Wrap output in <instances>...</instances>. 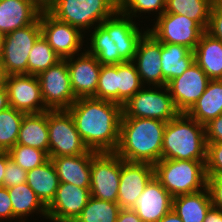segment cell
Here are the masks:
<instances>
[{
  "instance_id": "6da1fadb",
  "label": "cell",
  "mask_w": 222,
  "mask_h": 222,
  "mask_svg": "<svg viewBox=\"0 0 222 222\" xmlns=\"http://www.w3.org/2000/svg\"><path fill=\"white\" fill-rule=\"evenodd\" d=\"M86 147L115 152L119 143L122 105L109 100L80 97L67 109Z\"/></svg>"
},
{
  "instance_id": "7a4b0ae2",
  "label": "cell",
  "mask_w": 222,
  "mask_h": 222,
  "mask_svg": "<svg viewBox=\"0 0 222 222\" xmlns=\"http://www.w3.org/2000/svg\"><path fill=\"white\" fill-rule=\"evenodd\" d=\"M143 34L131 17L118 10L112 17L95 26L90 38V50L87 51L95 56L101 65L133 61Z\"/></svg>"
},
{
  "instance_id": "3957f363",
  "label": "cell",
  "mask_w": 222,
  "mask_h": 222,
  "mask_svg": "<svg viewBox=\"0 0 222 222\" xmlns=\"http://www.w3.org/2000/svg\"><path fill=\"white\" fill-rule=\"evenodd\" d=\"M165 125L158 119L121 117L115 153L125 161L154 165L162 157Z\"/></svg>"
},
{
  "instance_id": "277c9868",
  "label": "cell",
  "mask_w": 222,
  "mask_h": 222,
  "mask_svg": "<svg viewBox=\"0 0 222 222\" xmlns=\"http://www.w3.org/2000/svg\"><path fill=\"white\" fill-rule=\"evenodd\" d=\"M205 126L187 113L166 122L161 159L195 160L206 163Z\"/></svg>"
},
{
  "instance_id": "5b68a950",
  "label": "cell",
  "mask_w": 222,
  "mask_h": 222,
  "mask_svg": "<svg viewBox=\"0 0 222 222\" xmlns=\"http://www.w3.org/2000/svg\"><path fill=\"white\" fill-rule=\"evenodd\" d=\"M154 177L173 198L202 191L207 186L202 161L161 159L154 164Z\"/></svg>"
},
{
  "instance_id": "8992f818",
  "label": "cell",
  "mask_w": 222,
  "mask_h": 222,
  "mask_svg": "<svg viewBox=\"0 0 222 222\" xmlns=\"http://www.w3.org/2000/svg\"><path fill=\"white\" fill-rule=\"evenodd\" d=\"M119 10V0H56L49 13L57 20L79 28L100 25Z\"/></svg>"
},
{
  "instance_id": "52a82bcc",
  "label": "cell",
  "mask_w": 222,
  "mask_h": 222,
  "mask_svg": "<svg viewBox=\"0 0 222 222\" xmlns=\"http://www.w3.org/2000/svg\"><path fill=\"white\" fill-rule=\"evenodd\" d=\"M40 36L41 24L39 17L34 23L1 37L0 59L8 75L28 74L29 52Z\"/></svg>"
},
{
  "instance_id": "ba28073f",
  "label": "cell",
  "mask_w": 222,
  "mask_h": 222,
  "mask_svg": "<svg viewBox=\"0 0 222 222\" xmlns=\"http://www.w3.org/2000/svg\"><path fill=\"white\" fill-rule=\"evenodd\" d=\"M49 158L86 154L89 149L68 110H48Z\"/></svg>"
},
{
  "instance_id": "9c48e42d",
  "label": "cell",
  "mask_w": 222,
  "mask_h": 222,
  "mask_svg": "<svg viewBox=\"0 0 222 222\" xmlns=\"http://www.w3.org/2000/svg\"><path fill=\"white\" fill-rule=\"evenodd\" d=\"M164 91L141 89L122 105V117L152 118L168 122L180 112L175 107L167 86Z\"/></svg>"
},
{
  "instance_id": "30bf717a",
  "label": "cell",
  "mask_w": 222,
  "mask_h": 222,
  "mask_svg": "<svg viewBox=\"0 0 222 222\" xmlns=\"http://www.w3.org/2000/svg\"><path fill=\"white\" fill-rule=\"evenodd\" d=\"M121 174V157L115 152L92 151L90 194L117 203Z\"/></svg>"
},
{
  "instance_id": "8fae6325",
  "label": "cell",
  "mask_w": 222,
  "mask_h": 222,
  "mask_svg": "<svg viewBox=\"0 0 222 222\" xmlns=\"http://www.w3.org/2000/svg\"><path fill=\"white\" fill-rule=\"evenodd\" d=\"M37 78L43 102L48 110H67L77 100L65 59L42 71Z\"/></svg>"
},
{
  "instance_id": "7c38bea8",
  "label": "cell",
  "mask_w": 222,
  "mask_h": 222,
  "mask_svg": "<svg viewBox=\"0 0 222 222\" xmlns=\"http://www.w3.org/2000/svg\"><path fill=\"white\" fill-rule=\"evenodd\" d=\"M147 31L161 43L182 45L193 51L205 30L185 15L163 13Z\"/></svg>"
},
{
  "instance_id": "4fadbf2b",
  "label": "cell",
  "mask_w": 222,
  "mask_h": 222,
  "mask_svg": "<svg viewBox=\"0 0 222 222\" xmlns=\"http://www.w3.org/2000/svg\"><path fill=\"white\" fill-rule=\"evenodd\" d=\"M41 35L62 58L76 56L82 49L83 34L79 28L61 22L49 12H41Z\"/></svg>"
},
{
  "instance_id": "5bb4252c",
  "label": "cell",
  "mask_w": 222,
  "mask_h": 222,
  "mask_svg": "<svg viewBox=\"0 0 222 222\" xmlns=\"http://www.w3.org/2000/svg\"><path fill=\"white\" fill-rule=\"evenodd\" d=\"M5 87L10 107L25 114L48 111L43 102L40 83L36 75H8Z\"/></svg>"
},
{
  "instance_id": "9a60e30c",
  "label": "cell",
  "mask_w": 222,
  "mask_h": 222,
  "mask_svg": "<svg viewBox=\"0 0 222 222\" xmlns=\"http://www.w3.org/2000/svg\"><path fill=\"white\" fill-rule=\"evenodd\" d=\"M210 79L194 62L181 76L172 79L167 87L175 107L180 113H187L205 92Z\"/></svg>"
},
{
  "instance_id": "2e32d148",
  "label": "cell",
  "mask_w": 222,
  "mask_h": 222,
  "mask_svg": "<svg viewBox=\"0 0 222 222\" xmlns=\"http://www.w3.org/2000/svg\"><path fill=\"white\" fill-rule=\"evenodd\" d=\"M154 177V165L129 162L121 158V174L117 203L121 209H131Z\"/></svg>"
},
{
  "instance_id": "e0dca14e",
  "label": "cell",
  "mask_w": 222,
  "mask_h": 222,
  "mask_svg": "<svg viewBox=\"0 0 222 222\" xmlns=\"http://www.w3.org/2000/svg\"><path fill=\"white\" fill-rule=\"evenodd\" d=\"M90 197V188L60 182L52 202L47 206L46 219L53 222H73Z\"/></svg>"
},
{
  "instance_id": "ac0fdd59",
  "label": "cell",
  "mask_w": 222,
  "mask_h": 222,
  "mask_svg": "<svg viewBox=\"0 0 222 222\" xmlns=\"http://www.w3.org/2000/svg\"><path fill=\"white\" fill-rule=\"evenodd\" d=\"M161 42L150 32L144 31L140 38L133 61L143 85L153 84L163 90V74L161 71ZM136 62V63H135Z\"/></svg>"
},
{
  "instance_id": "d6986e66",
  "label": "cell",
  "mask_w": 222,
  "mask_h": 222,
  "mask_svg": "<svg viewBox=\"0 0 222 222\" xmlns=\"http://www.w3.org/2000/svg\"><path fill=\"white\" fill-rule=\"evenodd\" d=\"M77 55L80 56L77 59H74V56L65 58L69 69L72 90L77 98L93 97L98 87L102 65L95 56L86 50L85 53Z\"/></svg>"
},
{
  "instance_id": "ffe728a7",
  "label": "cell",
  "mask_w": 222,
  "mask_h": 222,
  "mask_svg": "<svg viewBox=\"0 0 222 222\" xmlns=\"http://www.w3.org/2000/svg\"><path fill=\"white\" fill-rule=\"evenodd\" d=\"M172 195L153 177L133 209L143 222H158L172 209Z\"/></svg>"
},
{
  "instance_id": "44dd1931",
  "label": "cell",
  "mask_w": 222,
  "mask_h": 222,
  "mask_svg": "<svg viewBox=\"0 0 222 222\" xmlns=\"http://www.w3.org/2000/svg\"><path fill=\"white\" fill-rule=\"evenodd\" d=\"M52 160L60 182L90 188L92 151L86 154L59 156Z\"/></svg>"
},
{
  "instance_id": "7402d4cb",
  "label": "cell",
  "mask_w": 222,
  "mask_h": 222,
  "mask_svg": "<svg viewBox=\"0 0 222 222\" xmlns=\"http://www.w3.org/2000/svg\"><path fill=\"white\" fill-rule=\"evenodd\" d=\"M40 13L28 0H0V36L34 23Z\"/></svg>"
},
{
  "instance_id": "603a6c76",
  "label": "cell",
  "mask_w": 222,
  "mask_h": 222,
  "mask_svg": "<svg viewBox=\"0 0 222 222\" xmlns=\"http://www.w3.org/2000/svg\"><path fill=\"white\" fill-rule=\"evenodd\" d=\"M196 64L210 80H222V42L206 30L193 50Z\"/></svg>"
},
{
  "instance_id": "cb8c5ba5",
  "label": "cell",
  "mask_w": 222,
  "mask_h": 222,
  "mask_svg": "<svg viewBox=\"0 0 222 222\" xmlns=\"http://www.w3.org/2000/svg\"><path fill=\"white\" fill-rule=\"evenodd\" d=\"M48 111L25 114L20 126L17 144L34 147L49 153Z\"/></svg>"
},
{
  "instance_id": "d4e9b609",
  "label": "cell",
  "mask_w": 222,
  "mask_h": 222,
  "mask_svg": "<svg viewBox=\"0 0 222 222\" xmlns=\"http://www.w3.org/2000/svg\"><path fill=\"white\" fill-rule=\"evenodd\" d=\"M161 71L163 86L174 78L181 76L194 62V51L189 48L170 43H161Z\"/></svg>"
},
{
  "instance_id": "484cf974",
  "label": "cell",
  "mask_w": 222,
  "mask_h": 222,
  "mask_svg": "<svg viewBox=\"0 0 222 222\" xmlns=\"http://www.w3.org/2000/svg\"><path fill=\"white\" fill-rule=\"evenodd\" d=\"M212 207L208 188L202 191L176 196L172 200V210L182 222H203Z\"/></svg>"
},
{
  "instance_id": "4316f807",
  "label": "cell",
  "mask_w": 222,
  "mask_h": 222,
  "mask_svg": "<svg viewBox=\"0 0 222 222\" xmlns=\"http://www.w3.org/2000/svg\"><path fill=\"white\" fill-rule=\"evenodd\" d=\"M187 114L201 125L222 114V80H210L205 92Z\"/></svg>"
},
{
  "instance_id": "83f0119b",
  "label": "cell",
  "mask_w": 222,
  "mask_h": 222,
  "mask_svg": "<svg viewBox=\"0 0 222 222\" xmlns=\"http://www.w3.org/2000/svg\"><path fill=\"white\" fill-rule=\"evenodd\" d=\"M26 183L47 207L53 200L60 184L59 177L52 160L27 172Z\"/></svg>"
},
{
  "instance_id": "f1b7e54d",
  "label": "cell",
  "mask_w": 222,
  "mask_h": 222,
  "mask_svg": "<svg viewBox=\"0 0 222 222\" xmlns=\"http://www.w3.org/2000/svg\"><path fill=\"white\" fill-rule=\"evenodd\" d=\"M12 202L14 219H23L32 212H40L47 217V207L41 202L27 183L7 188Z\"/></svg>"
},
{
  "instance_id": "f546056e",
  "label": "cell",
  "mask_w": 222,
  "mask_h": 222,
  "mask_svg": "<svg viewBox=\"0 0 222 222\" xmlns=\"http://www.w3.org/2000/svg\"><path fill=\"white\" fill-rule=\"evenodd\" d=\"M213 0H166L164 13L185 15L207 30Z\"/></svg>"
},
{
  "instance_id": "4dcf8cb0",
  "label": "cell",
  "mask_w": 222,
  "mask_h": 222,
  "mask_svg": "<svg viewBox=\"0 0 222 222\" xmlns=\"http://www.w3.org/2000/svg\"><path fill=\"white\" fill-rule=\"evenodd\" d=\"M116 88L117 103L121 105L144 88L134 62L126 61L116 65Z\"/></svg>"
},
{
  "instance_id": "1f68e13d",
  "label": "cell",
  "mask_w": 222,
  "mask_h": 222,
  "mask_svg": "<svg viewBox=\"0 0 222 222\" xmlns=\"http://www.w3.org/2000/svg\"><path fill=\"white\" fill-rule=\"evenodd\" d=\"M120 210L118 203L91 196L73 222H116Z\"/></svg>"
},
{
  "instance_id": "d6a6232c",
  "label": "cell",
  "mask_w": 222,
  "mask_h": 222,
  "mask_svg": "<svg viewBox=\"0 0 222 222\" xmlns=\"http://www.w3.org/2000/svg\"><path fill=\"white\" fill-rule=\"evenodd\" d=\"M62 58L52 49L41 35L34 43L28 57V74L38 75L56 65Z\"/></svg>"
},
{
  "instance_id": "836d02e7",
  "label": "cell",
  "mask_w": 222,
  "mask_h": 222,
  "mask_svg": "<svg viewBox=\"0 0 222 222\" xmlns=\"http://www.w3.org/2000/svg\"><path fill=\"white\" fill-rule=\"evenodd\" d=\"M24 115L25 113L10 106L0 111V150L9 151L17 144Z\"/></svg>"
},
{
  "instance_id": "e575fe53",
  "label": "cell",
  "mask_w": 222,
  "mask_h": 222,
  "mask_svg": "<svg viewBox=\"0 0 222 222\" xmlns=\"http://www.w3.org/2000/svg\"><path fill=\"white\" fill-rule=\"evenodd\" d=\"M8 152L11 160L27 172L49 160L45 151L20 144H16Z\"/></svg>"
},
{
  "instance_id": "d590c367",
  "label": "cell",
  "mask_w": 222,
  "mask_h": 222,
  "mask_svg": "<svg viewBox=\"0 0 222 222\" xmlns=\"http://www.w3.org/2000/svg\"><path fill=\"white\" fill-rule=\"evenodd\" d=\"M93 98L117 103L116 65H102L98 87Z\"/></svg>"
},
{
  "instance_id": "8d00e7d4",
  "label": "cell",
  "mask_w": 222,
  "mask_h": 222,
  "mask_svg": "<svg viewBox=\"0 0 222 222\" xmlns=\"http://www.w3.org/2000/svg\"><path fill=\"white\" fill-rule=\"evenodd\" d=\"M166 0H119V10L125 16H136L137 12H158L161 16L165 12ZM132 13V14H131Z\"/></svg>"
},
{
  "instance_id": "74e56055",
  "label": "cell",
  "mask_w": 222,
  "mask_h": 222,
  "mask_svg": "<svg viewBox=\"0 0 222 222\" xmlns=\"http://www.w3.org/2000/svg\"><path fill=\"white\" fill-rule=\"evenodd\" d=\"M206 177L222 176V142H207Z\"/></svg>"
},
{
  "instance_id": "f35d334b",
  "label": "cell",
  "mask_w": 222,
  "mask_h": 222,
  "mask_svg": "<svg viewBox=\"0 0 222 222\" xmlns=\"http://www.w3.org/2000/svg\"><path fill=\"white\" fill-rule=\"evenodd\" d=\"M27 171L18 166L11 159L7 162L3 187L10 188L22 183H26Z\"/></svg>"
},
{
  "instance_id": "ab89813d",
  "label": "cell",
  "mask_w": 222,
  "mask_h": 222,
  "mask_svg": "<svg viewBox=\"0 0 222 222\" xmlns=\"http://www.w3.org/2000/svg\"><path fill=\"white\" fill-rule=\"evenodd\" d=\"M209 190L212 206L222 210V176L207 177V186Z\"/></svg>"
},
{
  "instance_id": "60d3db41",
  "label": "cell",
  "mask_w": 222,
  "mask_h": 222,
  "mask_svg": "<svg viewBox=\"0 0 222 222\" xmlns=\"http://www.w3.org/2000/svg\"><path fill=\"white\" fill-rule=\"evenodd\" d=\"M213 37L222 42V10L212 6L210 20L206 30Z\"/></svg>"
},
{
  "instance_id": "b9f144b4",
  "label": "cell",
  "mask_w": 222,
  "mask_h": 222,
  "mask_svg": "<svg viewBox=\"0 0 222 222\" xmlns=\"http://www.w3.org/2000/svg\"><path fill=\"white\" fill-rule=\"evenodd\" d=\"M206 142H222V114L205 125Z\"/></svg>"
},
{
  "instance_id": "7bdbcfd3",
  "label": "cell",
  "mask_w": 222,
  "mask_h": 222,
  "mask_svg": "<svg viewBox=\"0 0 222 222\" xmlns=\"http://www.w3.org/2000/svg\"><path fill=\"white\" fill-rule=\"evenodd\" d=\"M14 219L12 202L6 187H0V220Z\"/></svg>"
},
{
  "instance_id": "ee69618b",
  "label": "cell",
  "mask_w": 222,
  "mask_h": 222,
  "mask_svg": "<svg viewBox=\"0 0 222 222\" xmlns=\"http://www.w3.org/2000/svg\"><path fill=\"white\" fill-rule=\"evenodd\" d=\"M116 222H143L133 209H121Z\"/></svg>"
},
{
  "instance_id": "f6af8a7d",
  "label": "cell",
  "mask_w": 222,
  "mask_h": 222,
  "mask_svg": "<svg viewBox=\"0 0 222 222\" xmlns=\"http://www.w3.org/2000/svg\"><path fill=\"white\" fill-rule=\"evenodd\" d=\"M40 12H49L55 5L56 0H28Z\"/></svg>"
},
{
  "instance_id": "bcb514c9",
  "label": "cell",
  "mask_w": 222,
  "mask_h": 222,
  "mask_svg": "<svg viewBox=\"0 0 222 222\" xmlns=\"http://www.w3.org/2000/svg\"><path fill=\"white\" fill-rule=\"evenodd\" d=\"M9 152L6 150H0V187L3 186V179L7 167V162L10 160Z\"/></svg>"
},
{
  "instance_id": "7dc6e473",
  "label": "cell",
  "mask_w": 222,
  "mask_h": 222,
  "mask_svg": "<svg viewBox=\"0 0 222 222\" xmlns=\"http://www.w3.org/2000/svg\"><path fill=\"white\" fill-rule=\"evenodd\" d=\"M203 222H222V210L212 206Z\"/></svg>"
},
{
  "instance_id": "c3c4849f",
  "label": "cell",
  "mask_w": 222,
  "mask_h": 222,
  "mask_svg": "<svg viewBox=\"0 0 222 222\" xmlns=\"http://www.w3.org/2000/svg\"><path fill=\"white\" fill-rule=\"evenodd\" d=\"M8 93L5 86H0V111L9 107Z\"/></svg>"
},
{
  "instance_id": "681fc988",
  "label": "cell",
  "mask_w": 222,
  "mask_h": 222,
  "mask_svg": "<svg viewBox=\"0 0 222 222\" xmlns=\"http://www.w3.org/2000/svg\"><path fill=\"white\" fill-rule=\"evenodd\" d=\"M158 222H182L181 218L171 209L162 219Z\"/></svg>"
},
{
  "instance_id": "f907efd6",
  "label": "cell",
  "mask_w": 222,
  "mask_h": 222,
  "mask_svg": "<svg viewBox=\"0 0 222 222\" xmlns=\"http://www.w3.org/2000/svg\"><path fill=\"white\" fill-rule=\"evenodd\" d=\"M8 74L5 70L4 64L0 59V86H5L7 82Z\"/></svg>"
},
{
  "instance_id": "816d5d0a",
  "label": "cell",
  "mask_w": 222,
  "mask_h": 222,
  "mask_svg": "<svg viewBox=\"0 0 222 222\" xmlns=\"http://www.w3.org/2000/svg\"><path fill=\"white\" fill-rule=\"evenodd\" d=\"M213 5H214L216 8L222 10V0H213Z\"/></svg>"
}]
</instances>
